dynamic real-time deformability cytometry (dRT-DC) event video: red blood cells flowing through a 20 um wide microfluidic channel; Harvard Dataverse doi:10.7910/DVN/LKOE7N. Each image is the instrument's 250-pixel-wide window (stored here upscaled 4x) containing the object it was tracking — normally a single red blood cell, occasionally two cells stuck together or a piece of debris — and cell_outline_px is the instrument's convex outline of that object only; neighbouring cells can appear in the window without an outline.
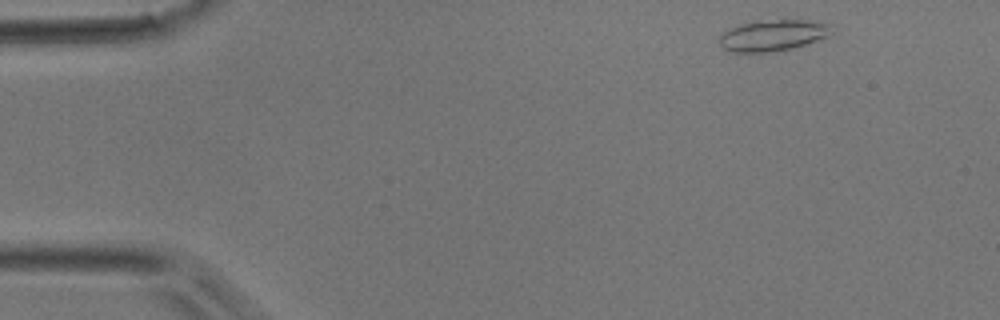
{"species": "common noctule bat (a hibernating species)", "species_latin": "Nyctalus noctula", "temperature_condition": "room temperature", "stored_images_in_passage": 41, "camera_frame_rate_fps": 3000, "um_per_image_px": 0.085, "animal": {"sex": "male", "body_mass_g": 17.9}, "frame": {"image": 1, "passage_image": 1, "time_ms": 0.0, "image_size_px": [1000, 320], "cell_outline_px": [[832, 32], [828, 36], [792, 48], [776, 52], [732, 52], [724, 48], [720, 44], [720, 36], [724, 32], [740, 24], [756, 20], [804, 20], [828, 24]], "centroid_in_image_um": [65.66, 3.01], "position_along_channel_um": 19.3, "area_um2": 20.11}}
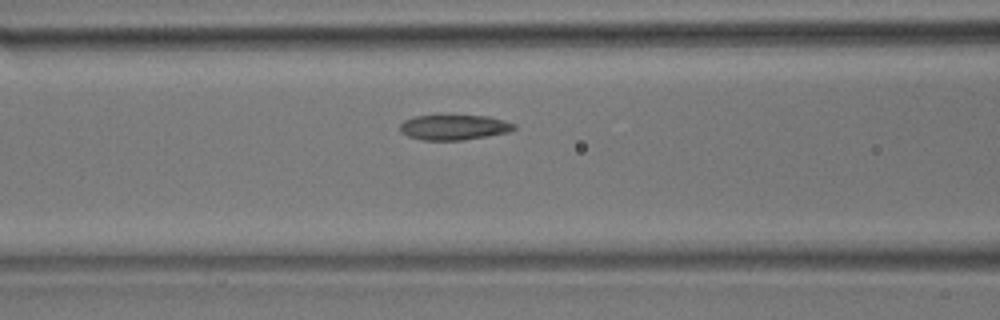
{"frame": {"image": 2, "passage_image": 14, "time_ms": 4.333, "image_size_px": [1000, 320], "cell_outline_px": [[516, 128], [512, 132], [464, 140], [420, 140], [408, 136], [400, 132], [400, 124], [404, 120], [412, 116], [436, 112], [440, 112], [488, 116], [504, 120], [516, 124]], "centroid_in_image_um": [38.57, 10.76], "position_along_channel_um": 128.0, "area_um2": 18.03}}
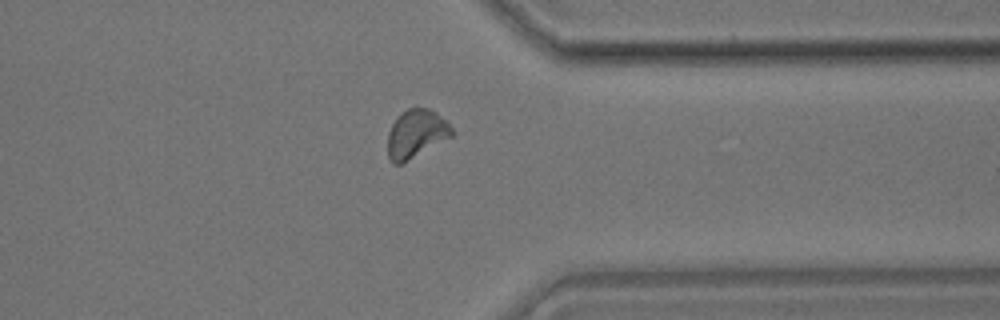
{"frame": {"image": 3, "passage_image": 31, "time_ms": 10.0, "image_size_px": [1000, 320], "cell_outline_px": [[456, 132], [452, 136], [400, 164], [392, 164], [388, 160], [388, 132], [396, 116], [400, 112], [408, 108], [428, 108], [436, 112]], "centroid_in_image_um": [35.34, 11.36], "position_along_channel_um": 376.1, "area_um2": 17.98}}